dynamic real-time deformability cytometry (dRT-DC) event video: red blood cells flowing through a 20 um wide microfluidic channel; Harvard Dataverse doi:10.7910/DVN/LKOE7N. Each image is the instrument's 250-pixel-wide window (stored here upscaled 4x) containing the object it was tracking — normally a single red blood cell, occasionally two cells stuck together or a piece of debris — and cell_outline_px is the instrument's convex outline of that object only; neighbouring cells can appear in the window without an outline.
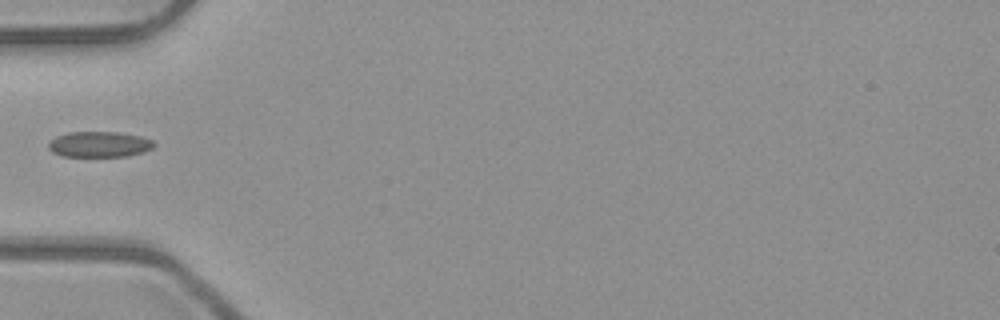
{"species": "common noctule bat (a hibernating species)", "species_latin": "Nyctalus noctula", "temperature_condition": "room temperature", "stored_images_in_passage": 35, "camera_frame_rate_fps": 3000, "um_per_image_px": 0.085, "animal": {"sex": "male", "body_mass_g": 23.1, "forearm_length_mm": 52.7}, "frame": {"image": 1, "passage_image": 1, "time_ms": 0.0, "image_size_px": [1000, 320], "cell_outline_px": [[156, 144], [152, 148], [144, 152], [128, 156], [64, 156], [52, 152], [48, 148], [48, 144], [56, 136], [68, 132], [116, 132], [140, 136], [152, 140]], "centroid_in_image_um": [8.45, 12.27], "position_along_channel_um": 76.5, "area_um2": 15.72}}
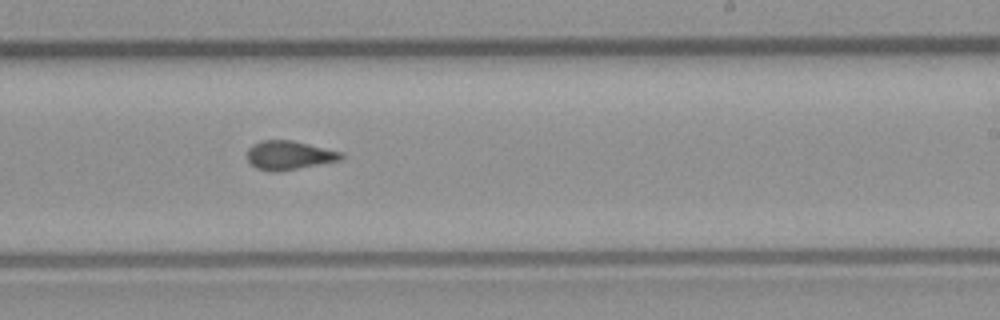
{"frame": {"image": 2, "passage_image": 15, "time_ms": 4.667, "image_size_px": [1000, 320], "cell_outline_px": [[344, 156], [340, 160], [280, 172], [272, 172], [256, 168], [248, 160], [248, 148], [252, 144], [260, 140], [292, 140], [344, 152]], "centroid_in_image_um": [24.58, 13.19], "position_along_channel_um": 264.4, "area_um2": 15.95}}
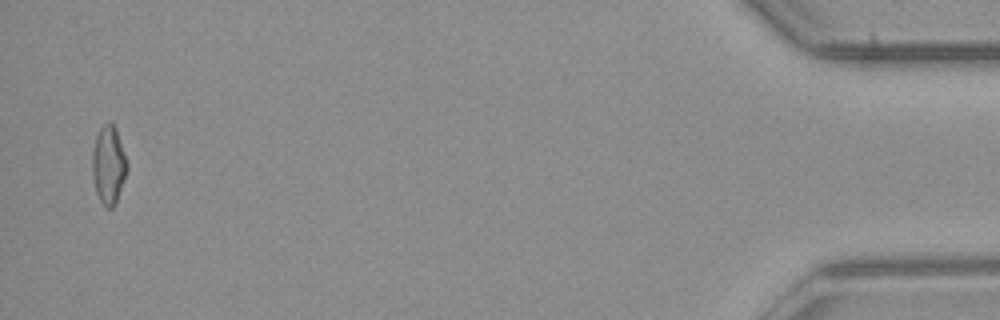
{"frame": {"image": 3, "passage_image": 34, "time_ms": 11.0, "image_size_px": [1000, 320], "cell_outline_px": [[128, 168], [116, 200], [112, 208], [108, 208], [100, 200], [96, 192], [92, 176], [92, 152], [96, 136], [100, 128], [108, 120], [116, 128], [128, 164]], "centroid_in_image_um": [9.22, 13.98], "position_along_channel_um": 426.0, "area_um2": 15.66}}